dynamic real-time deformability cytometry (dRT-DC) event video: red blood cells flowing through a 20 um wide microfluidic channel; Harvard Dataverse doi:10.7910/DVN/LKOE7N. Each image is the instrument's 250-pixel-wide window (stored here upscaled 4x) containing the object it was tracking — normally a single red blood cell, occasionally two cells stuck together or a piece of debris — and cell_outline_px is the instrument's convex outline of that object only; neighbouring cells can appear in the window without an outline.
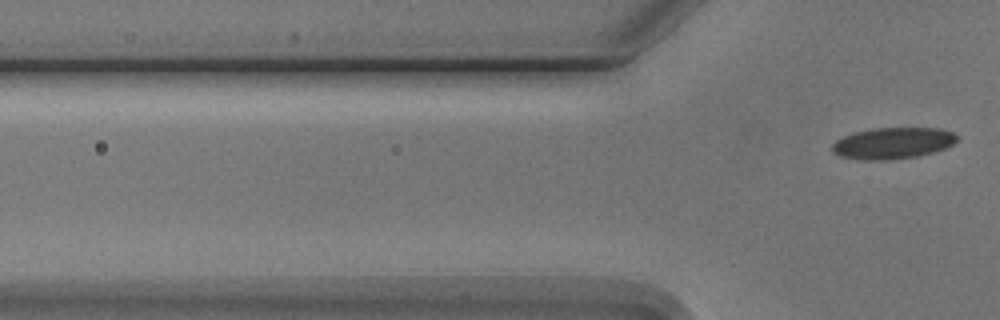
{"species": "Egyptian fruit bat (a non-hibernating species)", "species_latin": "Rousettus aegyptiacus", "temperature_condition": "cold", "stored_images_in_passage": 4, "segment_of_instrument_passage": [2, 2], "camera_frame_rate_fps": 3000, "um_per_image_px": 0.085, "animal": {"sex": "male"}, "frame": {"image": 1, "passage_image": 4, "time_ms": 3.667, "image_size_px": [1000, 320], "cell_outline_px": [[956, 140], [952, 144], [944, 148], [920, 156], [888, 160], [860, 160], [840, 156], [832, 152], [832, 144], [836, 140], [844, 136], [856, 132], [872, 128], [940, 128], [952, 132], [956, 136]], "centroid_in_image_um": [75.85, 12.17], "position_along_channel_um": 49.9, "area_um2": 22.77}}